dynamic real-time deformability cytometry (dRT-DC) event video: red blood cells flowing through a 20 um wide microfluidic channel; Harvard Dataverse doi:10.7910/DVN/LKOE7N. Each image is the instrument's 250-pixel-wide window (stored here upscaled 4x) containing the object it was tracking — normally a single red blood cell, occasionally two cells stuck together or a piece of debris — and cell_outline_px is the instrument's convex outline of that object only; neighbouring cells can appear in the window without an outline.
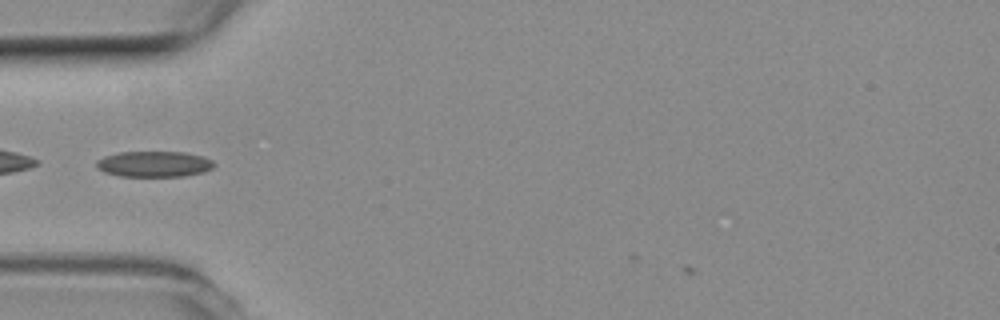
{"species": "common noctule bat (a hibernating species)", "species_latin": "Nyctalus noctula", "temperature_condition": "room temperature", "stored_images_in_passage": 38, "camera_frame_rate_fps": 3000, "um_per_image_px": 0.085, "animal": {"sex": "female", "body_mass_g": 19.3, "forearm_length_mm": 54.1}, "frame": {"image": 1, "passage_image": 4, "time_ms": 1.0, "image_size_px": [1000, 320], "cell_outline_px": [[216, 164], [212, 168], [204, 172], [184, 176], [120, 176], [104, 172], [96, 168], [96, 160], [104, 156], [120, 152], [184, 152], [204, 156], [212, 160]], "centroid_in_image_um": [13.1, 13.94], "position_along_channel_um": 71.9, "area_um2": 17.8}}
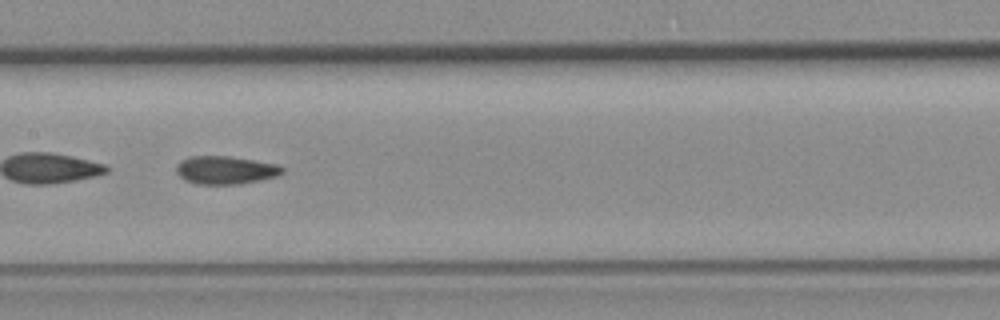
{"frame": {"image": 2, "passage_image": 13, "time_ms": 4.0, "image_size_px": [1000, 320], "cell_outline_px": [[284, 172], [276, 176], [260, 180], [240, 184], [196, 184], [180, 176], [176, 172], [176, 164], [180, 160], [188, 156], [228, 156], [280, 164], [284, 168]], "centroid_in_image_um": [19.18, 14.44], "position_along_channel_um": 188.2, "area_um2": 17.46}}
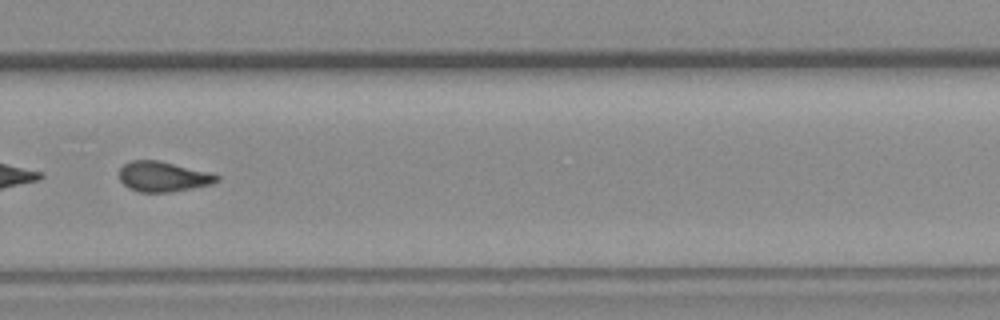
{"frame": {"image": 3, "passage_image": 23, "time_ms": 7.333, "image_size_px": [1000, 320], "cell_outline_px": [[220, 180], [212, 184], [192, 188], [168, 192], [140, 192], [128, 188], [120, 180], [120, 168], [124, 164], [132, 160], [160, 160], [212, 172], [220, 176]], "centroid_in_image_um": [13.9, 15.0], "position_along_channel_um": 315.9, "area_um2": 17.34}, "authors_computed_cell_mechanics": {"area_um2": 17.4267, "velocity_mm_per_s": 3.8426, "shape_relaxation_time_tau1_ms": null, "shape_relaxation_time_tau2_ms": 2.2194, "deformation_change_tau1": null, "deformation_change_tau2": 0.0991}}